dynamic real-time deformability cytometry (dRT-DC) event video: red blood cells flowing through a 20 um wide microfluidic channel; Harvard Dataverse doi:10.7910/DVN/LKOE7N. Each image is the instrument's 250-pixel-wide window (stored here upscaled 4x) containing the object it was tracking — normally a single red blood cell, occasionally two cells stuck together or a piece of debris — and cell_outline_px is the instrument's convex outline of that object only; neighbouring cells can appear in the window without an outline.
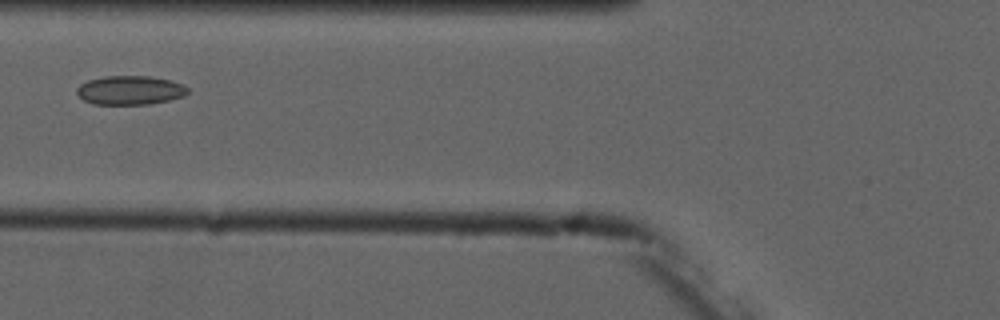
{"species": "common noctule bat (a hibernating species)", "species_latin": "Nyctalus noctula", "temperature_condition": "cold", "stored_images_in_passage": 7, "camera_frame_rate_fps": 3000, "um_per_image_px": 0.085, "animal": {"sex": "male", "forearm_length_mm": 52.5}, "frame": {"image": 1, "passage_image": 4, "time_ms": 3.667, "image_size_px": [1000, 320], "cell_outline_px": [[188, 92], [184, 96], [168, 100], [148, 104], [92, 104], [84, 100], [76, 92], [76, 88], [80, 84], [88, 80], [104, 76], [148, 76], [172, 80], [184, 84], [188, 88]], "centroid_in_image_um": [11.06, 7.66], "position_along_channel_um": 114.7, "area_um2": 18.79}}
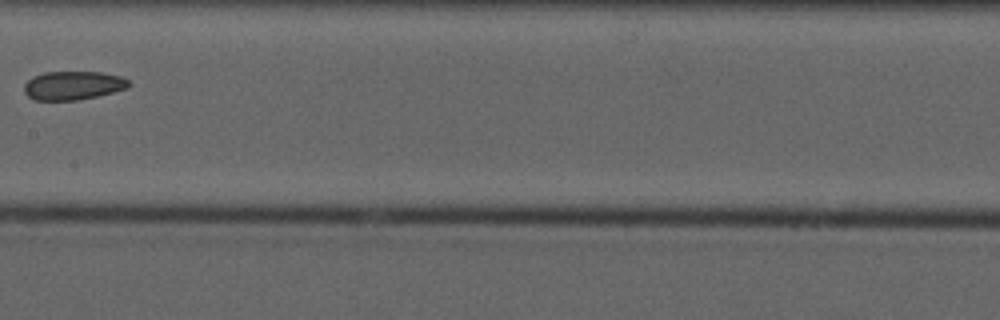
{"frame": {"image": 2, "passage_image": 6, "time_ms": 6.0, "image_size_px": [1000, 320], "cell_outline_px": [[132, 84], [128, 88], [96, 96], [76, 100], [36, 100], [28, 96], [24, 92], [24, 84], [32, 76], [44, 72], [100, 72], [120, 76], [128, 80]], "centroid_in_image_um": [6.2, 7.26], "position_along_channel_um": 201.2, "area_um2": 17.46}}
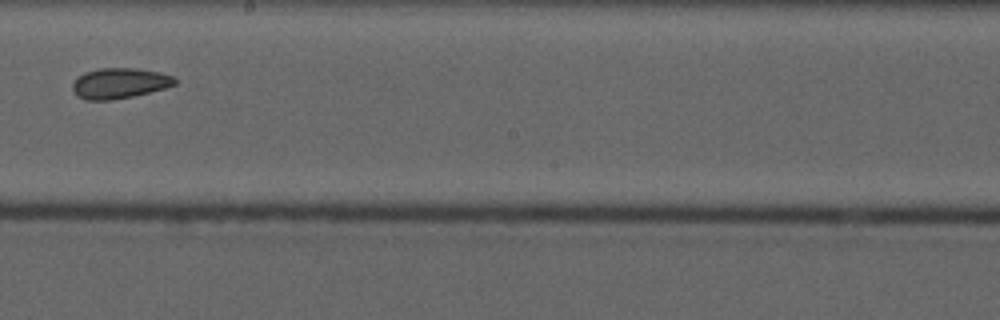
{"frame": {"image": 3, "passage_image": 7, "time_ms": 7.0, "image_size_px": [1000, 320], "cell_outline_px": [[176, 84], [164, 88], [132, 96], [112, 100], [84, 100], [76, 96], [72, 88], [72, 84], [76, 76], [84, 72], [100, 68], [136, 68], [160, 72], [172, 76], [176, 80]], "centroid_in_image_um": [10.1, 7.07], "position_along_channel_um": 238.1, "area_um2": 18.26}}